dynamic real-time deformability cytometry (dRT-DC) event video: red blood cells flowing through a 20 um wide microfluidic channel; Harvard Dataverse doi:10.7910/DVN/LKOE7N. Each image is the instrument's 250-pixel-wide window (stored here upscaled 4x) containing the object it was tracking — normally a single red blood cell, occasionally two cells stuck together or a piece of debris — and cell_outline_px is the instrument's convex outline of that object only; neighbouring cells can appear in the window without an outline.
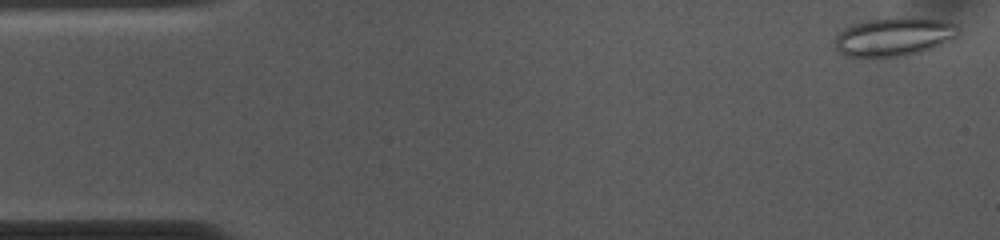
{"species": "common noctule bat (a hibernating species)", "species_latin": "Nyctalus noctula", "temperature_condition": "cold", "stored_images_in_passage": 53, "camera_frame_rate_fps": 3000, "um_per_image_px": 0.085, "animal": {"sex": "female", "body_mass_g": 10.0, "forearm_length_mm": 53.1}, "frame": {"image": 1, "passage_image": 1, "time_ms": 0.0, "image_size_px": [1000, 240], "cell_outline_px": [[960, 32], [952, 40], [932, 48], [920, 52], [904, 56], [844, 56], [836, 48], [832, 40], [844, 28], [868, 20], [896, 16], [924, 16], [944, 20], [956, 24], [960, 28]], "centroid_in_image_um": [76.05, 3.08], "position_along_channel_um": 9.0, "area_um2": 28.32}}
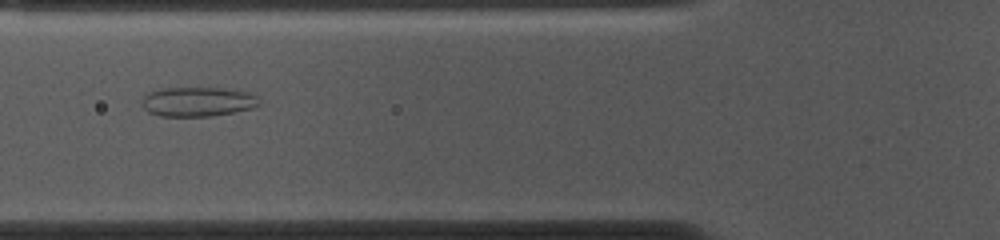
{"frame": {"image": 2, "passage_image": 18, "time_ms": 5.667, "image_size_px": [1000, 240], "cell_outline_px": [[260, 104], [252, 108], [232, 112], [208, 116], [160, 116], [148, 112], [144, 108], [140, 100], [148, 92], [164, 88], [224, 88], [248, 92], [256, 96], [260, 100]], "centroid_in_image_um": [16.78, 8.64], "position_along_channel_um": 109.0, "area_um2": 20.11}}
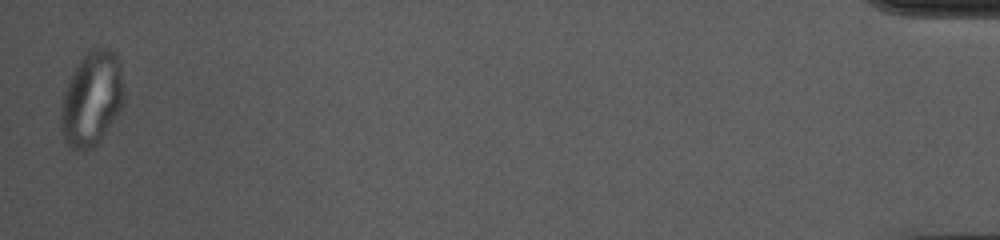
{"frame": {"image": 3, "passage_image": 52, "time_ms": 17.0, "image_size_px": [1000, 240], "cell_outline_px": [[124, 104], [120, 112], [96, 144], [92, 148], [84, 152], [76, 152], [64, 140], [60, 128], [60, 112], [64, 92], [68, 80], [72, 72], [88, 48], [108, 48], [116, 52], [124, 88]], "centroid_in_image_um": [7.79, 8.41], "position_along_channel_um": 427.4, "area_um2": 35.08}, "authors_computed_cell_mechanics": {"area_um2": 27.455, "velocity_mm_per_s": 3.6654, "shape_relaxation_time_tau1_ms": null, "shape_relaxation_time_tau2_ms": 1.3649, "deformation_change_tau1": null, "deformation_change_tau2": 0.0828}}